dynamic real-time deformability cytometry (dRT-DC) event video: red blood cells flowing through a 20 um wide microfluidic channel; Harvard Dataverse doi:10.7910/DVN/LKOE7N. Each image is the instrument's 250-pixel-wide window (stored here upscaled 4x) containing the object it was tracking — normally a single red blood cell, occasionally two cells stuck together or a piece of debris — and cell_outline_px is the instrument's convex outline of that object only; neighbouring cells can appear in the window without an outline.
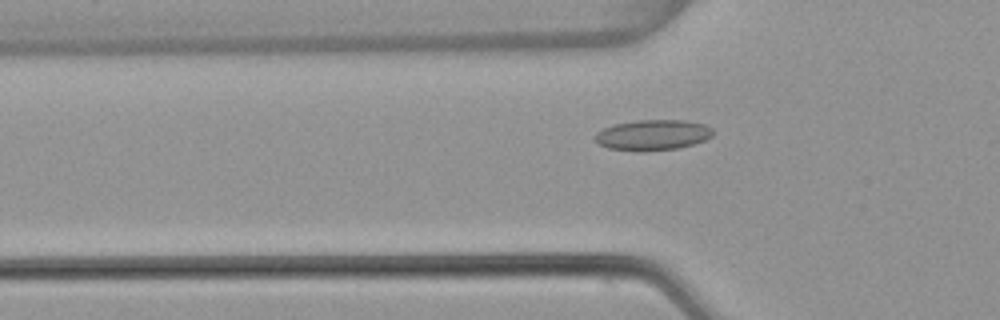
{"species": "common noctule bat (a hibernating species)", "species_latin": "Nyctalus noctula", "temperature_condition": "warm", "stored_images_in_passage": 39, "camera_frame_rate_fps": 3000, "um_per_image_px": 0.085, "animal": {"sex": "female", "body_mass_g": 22.7, "forearm_length_mm": 54.2}, "frame": {"image": 1, "passage_image": 3, "time_ms": 0.667, "image_size_px": [1000, 320], "cell_outline_px": [[716, 132], [712, 136], [704, 140], [692, 144], [676, 148], [640, 152], [608, 148], [600, 144], [596, 140], [596, 132], [604, 128], [616, 124], [636, 120], [684, 120], [704, 124], [712, 128]], "centroid_in_image_um": [55.51, 11.47], "position_along_channel_um": 70.3, "area_um2": 20.92}}
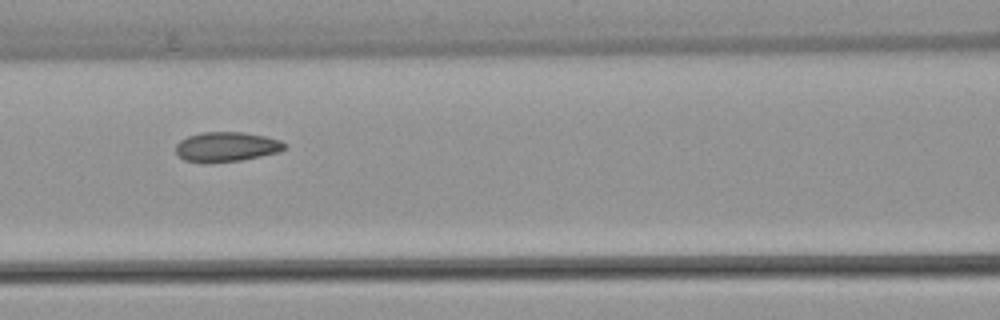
{"frame": {"image": 2, "passage_image": 9, "time_ms": 2.667, "image_size_px": [1000, 320], "cell_outline_px": [[284, 148], [280, 152], [240, 160], [212, 164], [200, 164], [184, 160], [176, 152], [176, 144], [180, 140], [188, 136], [200, 132], [240, 132], [264, 136], [280, 140], [284, 144]], "centroid_in_image_um": [19.19, 12.5], "position_along_channel_um": 147.4, "area_um2": 19.02}}
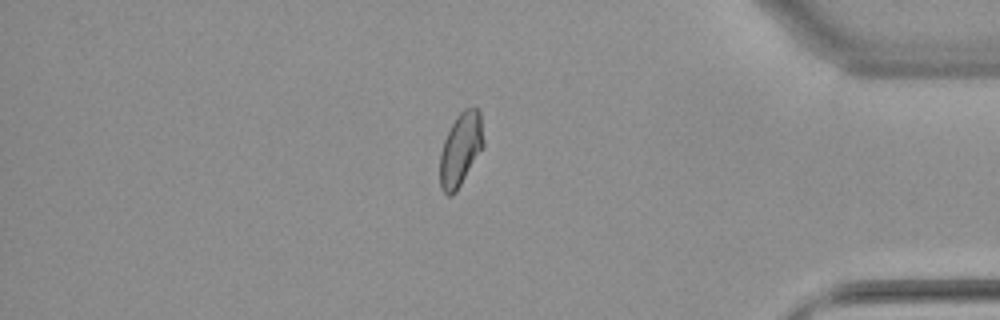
{"frame": {"image": 3, "passage_image": 31, "time_ms": 10.0, "image_size_px": [1000, 320], "cell_outline_px": [[484, 144], [456, 192], [452, 196], [448, 196], [440, 188], [440, 152], [444, 140], [456, 116], [464, 108], [472, 104], [480, 112], [484, 140]], "centroid_in_image_um": [39.14, 12.66], "position_along_channel_um": 396.1, "area_um2": 18.55}, "authors_computed_cell_mechanics": {"area_um2": 18.785, "velocity_mm_per_s": 3.8146, "shape_relaxation_time_tau1_ms": null, "shape_relaxation_time_tau2_ms": 1.7561, "deformation_change_tau1": null, "deformation_change_tau2": 0.0526}}